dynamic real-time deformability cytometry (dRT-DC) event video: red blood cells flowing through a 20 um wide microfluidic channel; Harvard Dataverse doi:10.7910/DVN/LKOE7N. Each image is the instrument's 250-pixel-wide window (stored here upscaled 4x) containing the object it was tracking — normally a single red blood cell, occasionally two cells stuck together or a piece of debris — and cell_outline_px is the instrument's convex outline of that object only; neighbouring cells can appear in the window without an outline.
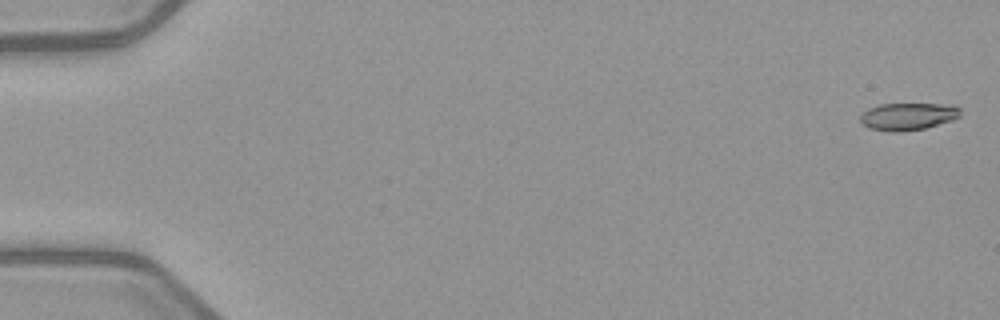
{"species": "common noctule bat (a hibernating species)", "species_latin": "Nyctalus noctula", "temperature_condition": "warm", "stored_images_in_passage": 5, "camera_frame_rate_fps": 3000, "um_per_image_px": 0.085, "animal": {"sex": "female", "body_mass_g": 21.9}, "frame": {"image": 1, "passage_image": 1, "time_ms": 0.0, "image_size_px": [1000, 320], "cell_outline_px": [[960, 116], [952, 120], [924, 128], [900, 132], [892, 132], [868, 128], [860, 120], [860, 116], [868, 108], [880, 104], [956, 104], [960, 108]], "centroid_in_image_um": [77.19, 9.89], "position_along_channel_um": 7.8, "area_um2": 15.95}}
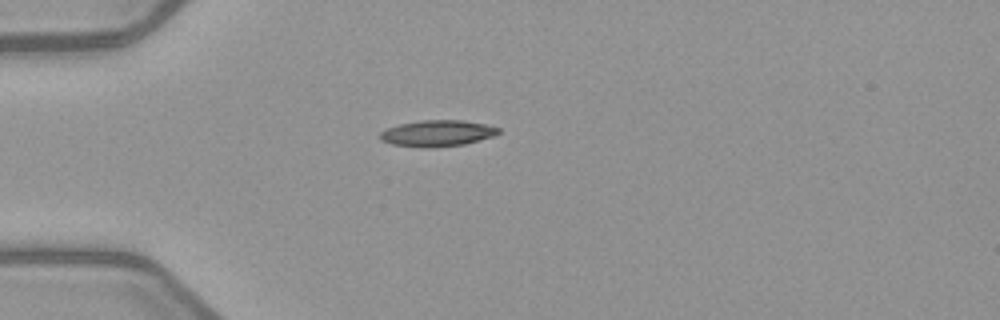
{"frame": {"image": 2, "passage_image": 5, "time_ms": 4.667, "image_size_px": [1000, 320], "cell_outline_px": [[500, 132], [492, 136], [464, 144], [424, 148], [392, 144], [380, 140], [380, 132], [388, 128], [400, 124], [420, 120], [460, 120], [488, 124], [500, 128]], "centroid_in_image_um": [37.17, 11.32], "position_along_channel_um": 47.8, "area_um2": 17.98}}